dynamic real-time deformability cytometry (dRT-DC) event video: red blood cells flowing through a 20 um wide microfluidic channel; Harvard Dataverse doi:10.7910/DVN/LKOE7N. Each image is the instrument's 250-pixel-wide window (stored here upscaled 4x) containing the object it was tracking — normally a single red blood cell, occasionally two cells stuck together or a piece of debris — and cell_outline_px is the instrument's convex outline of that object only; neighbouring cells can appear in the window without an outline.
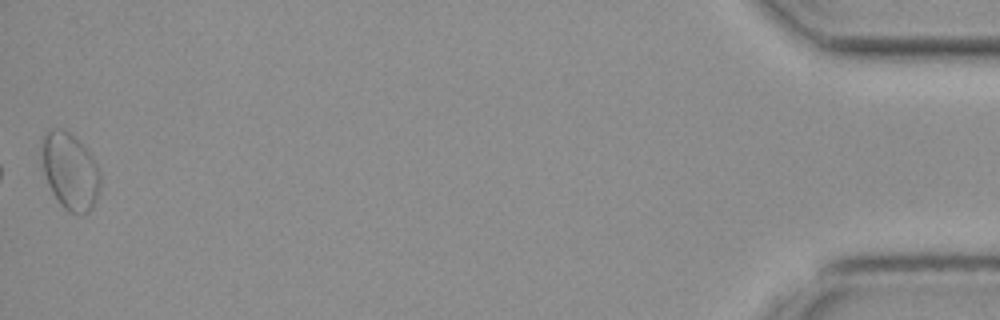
{"species": "common noctule bat (a hibernating species)", "species_latin": "Nyctalus noctula", "temperature_condition": "cold", "stored_images_in_passage": 47, "camera_frame_rate_fps": 3000, "um_per_image_px": 0.085, "animal": {"sex": "female", "body_mass_g": 19.3, "forearm_length_mm": 54.1}, "frame": {"image": 1, "passage_image": 47, "time_ms": 15.333, "image_size_px": [1000, 320], "cell_outline_px": [[100, 188], [92, 208], [88, 212], [68, 212], [60, 204], [52, 192], [44, 172], [44, 136], [52, 128], [56, 128], [68, 132], [92, 156], [100, 172]], "centroid_in_image_um": [5.99, 14.6], "position_along_channel_um": 429.2, "area_um2": 25.09}}